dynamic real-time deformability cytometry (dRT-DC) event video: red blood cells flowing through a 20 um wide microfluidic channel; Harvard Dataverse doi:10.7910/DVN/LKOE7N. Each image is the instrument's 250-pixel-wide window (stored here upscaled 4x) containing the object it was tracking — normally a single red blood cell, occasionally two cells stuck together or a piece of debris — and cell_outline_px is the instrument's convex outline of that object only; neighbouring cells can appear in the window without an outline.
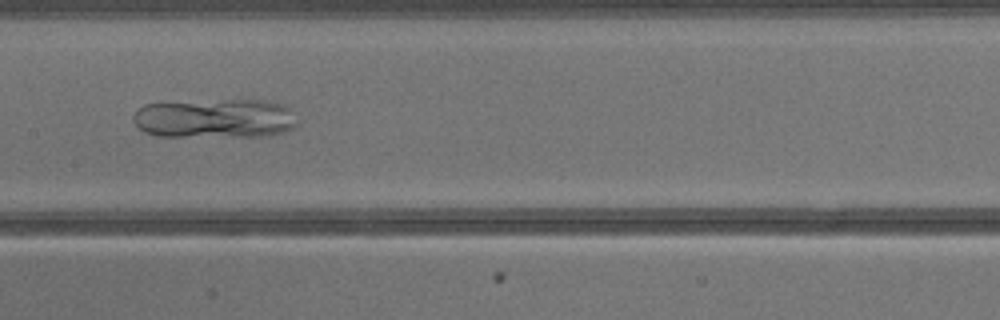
{"species": "common noctule bat (a hibernating species)", "species_latin": "Nyctalus noctula", "temperature_condition": "warm", "stored_images_in_passage": 36, "camera_frame_rate_fps": 3000, "um_per_image_px": 0.085, "animal": {"sex": "male", "body_mass_g": 13.3}, "frame": {"image": 1, "passage_image": 16, "time_ms": 5.0, "image_size_px": [1000, 320], "cell_outline_px": [[300, 124], [284, 132], [260, 136], [156, 136], [144, 132], [132, 120], [132, 116], [136, 108], [144, 104], [228, 100], [268, 100], [288, 104], [300, 120]], "centroid_in_image_um": [18.35, 10.06], "position_along_channel_um": 189.1, "area_um2": 38.15}}
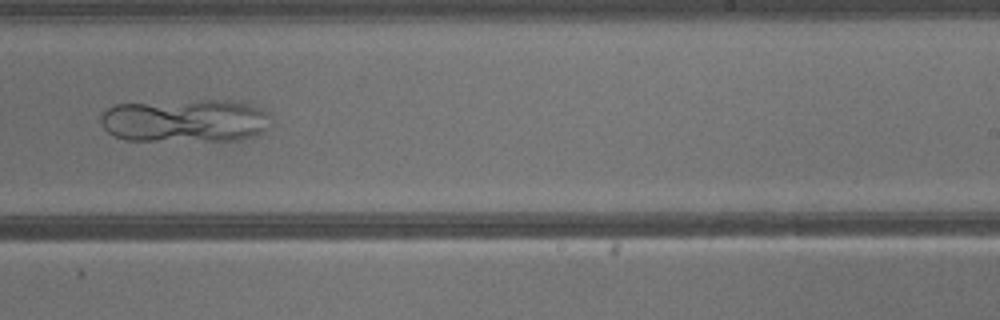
{"frame": {"image": 2, "passage_image": 21, "time_ms": 6.667, "image_size_px": [1000, 320], "cell_outline_px": [[268, 128], [252, 136], [240, 140], [124, 140], [108, 132], [104, 128], [100, 120], [100, 116], [112, 104], [200, 100], [228, 100], [248, 104], [260, 108], [264, 112]], "centroid_in_image_um": [15.66, 10.25], "position_along_channel_um": 273.3, "area_um2": 42.43}}